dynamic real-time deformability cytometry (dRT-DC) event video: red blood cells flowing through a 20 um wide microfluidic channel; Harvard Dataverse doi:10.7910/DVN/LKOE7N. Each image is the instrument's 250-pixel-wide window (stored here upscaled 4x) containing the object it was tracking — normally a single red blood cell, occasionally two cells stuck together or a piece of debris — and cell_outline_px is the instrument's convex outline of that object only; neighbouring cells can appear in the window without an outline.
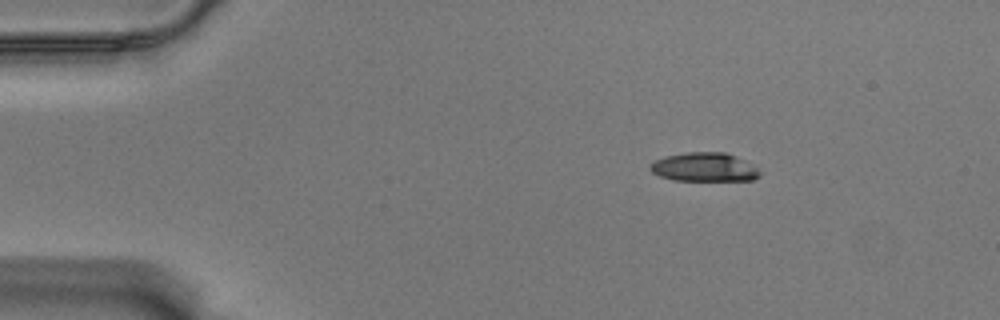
{"species": "Egyptian fruit bat (a non-hibernating species)", "species_latin": "Rousettus aegyptiacus", "temperature_condition": "warm", "stored_images_in_passage": 59, "camera_frame_rate_fps": 3000, "um_per_image_px": 0.085, "animal": {"sex": "male"}, "frame": {"image": 1, "passage_image": 10, "time_ms": 3.0, "image_size_px": [1000, 320], "cell_outline_px": [[760, 176], [752, 180], [672, 180], [660, 176], [652, 172], [648, 168], [648, 164], [664, 156], [688, 152], [724, 152], [756, 168], [760, 172]], "centroid_in_image_um": [59.77, 14.21], "position_along_channel_um": 25.2, "area_um2": 18.09}}
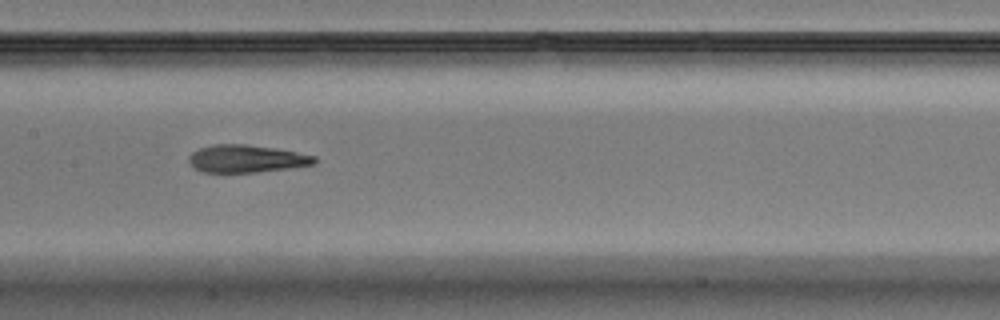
{"frame": {"image": 2, "passage_image": 30, "time_ms": 9.667, "image_size_px": [1000, 320], "cell_outline_px": [[316, 164], [288, 168], [256, 172], [204, 172], [196, 168], [188, 160], [188, 156], [192, 152], [200, 148], [216, 144], [244, 144], [276, 148], [316, 156]], "centroid_in_image_um": [20.96, 13.48], "position_along_channel_um": 186.4, "area_um2": 20.0}}
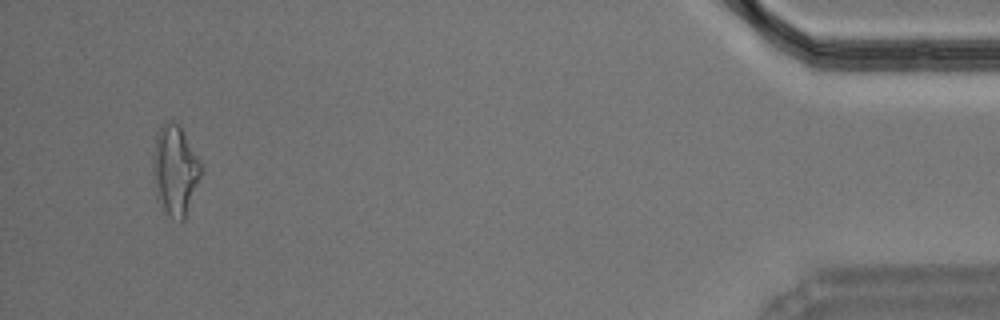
{"frame": {"image": 3, "passage_image": 56, "time_ms": 18.333, "image_size_px": [1000, 320], "cell_outline_px": [[204, 172], [184, 220], [172, 220], [156, 196], [152, 168], [152, 156], [156, 136], [160, 128], [168, 120], [172, 120], [180, 124], [200, 160]], "centroid_in_image_um": [14.91, 14.46], "position_along_channel_um": 420.3, "area_um2": 25.66}, "authors_computed_cell_mechanics": {"area_um2": 20.6346, "velocity_mm_per_s": 3.5336, "shape_relaxation_time_tau1_ms": 7.0137, "shape_relaxation_time_tau2_ms": 2.5044, "deformation_change_tau1": 0.2047, "deformation_change_tau2": 0.1316}}